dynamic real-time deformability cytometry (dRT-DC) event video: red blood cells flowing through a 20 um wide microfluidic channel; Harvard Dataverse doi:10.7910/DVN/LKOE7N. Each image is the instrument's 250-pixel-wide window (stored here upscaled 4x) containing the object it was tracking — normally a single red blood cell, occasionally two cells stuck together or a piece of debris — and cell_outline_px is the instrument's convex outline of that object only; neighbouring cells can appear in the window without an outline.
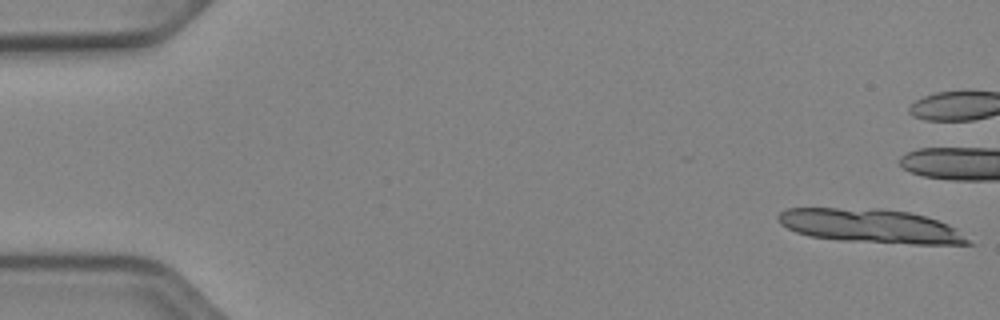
{"species": "Egyptian fruit bat (a non-hibernating species)", "species_latin": "Rousettus aegyptiacus", "temperature_condition": "cold", "stored_images_in_passage": 13, "camera_frame_rate_fps": 3000, "um_per_image_px": 0.085, "animal": {"sex": "female"}, "frame": {"image": 1, "passage_image": 1, "time_ms": 0.0, "image_size_px": [1000, 320], "cell_outline_px": [[976, 244], [912, 244], [840, 240], [808, 236], [796, 232], [780, 224], [776, 216], [780, 212], [788, 208], [880, 208], [908, 212], [924, 216], [948, 224], [956, 228]], "centroid_in_image_um": [74.01, 19.21], "position_along_channel_um": 11.0, "area_um2": 37.63}}